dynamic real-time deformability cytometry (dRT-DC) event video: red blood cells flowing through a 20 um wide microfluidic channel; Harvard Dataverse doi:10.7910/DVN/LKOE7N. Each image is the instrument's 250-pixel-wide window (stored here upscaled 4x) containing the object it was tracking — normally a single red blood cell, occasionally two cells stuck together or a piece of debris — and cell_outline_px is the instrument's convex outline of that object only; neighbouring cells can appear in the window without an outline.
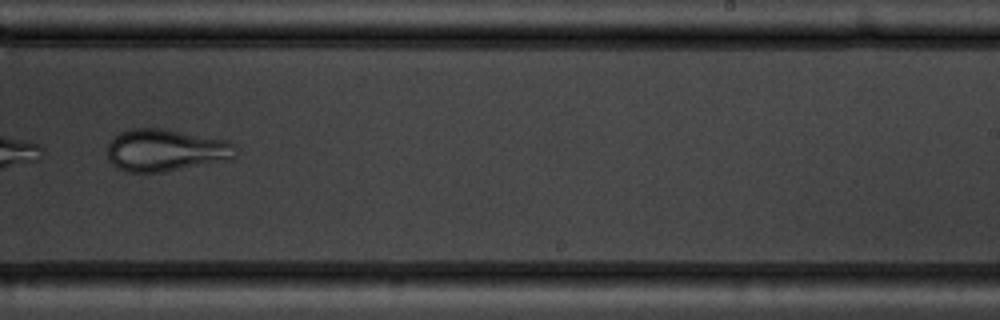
{"species": "common noctule bat (a hibernating species)", "species_latin": "Nyctalus noctula", "temperature_condition": "warm", "stored_images_in_passage": 6, "camera_frame_rate_fps": 3000, "um_per_image_px": 0.085, "animal": {"sex": "male", "body_mass_g": 19.5, "forearm_length_mm": 54.6}, "frame": {"image": 1, "passage_image": 6, "time_ms": 5.667, "image_size_px": [1000, 320], "cell_outline_px": [[236, 156], [232, 160], [164, 172], [128, 172], [112, 164], [108, 160], [108, 144], [120, 132], [132, 128], [160, 128], [228, 140], [236, 144]], "centroid_in_image_um": [14.14, 12.78], "position_along_channel_um": 274.9, "area_um2": 31.79}}